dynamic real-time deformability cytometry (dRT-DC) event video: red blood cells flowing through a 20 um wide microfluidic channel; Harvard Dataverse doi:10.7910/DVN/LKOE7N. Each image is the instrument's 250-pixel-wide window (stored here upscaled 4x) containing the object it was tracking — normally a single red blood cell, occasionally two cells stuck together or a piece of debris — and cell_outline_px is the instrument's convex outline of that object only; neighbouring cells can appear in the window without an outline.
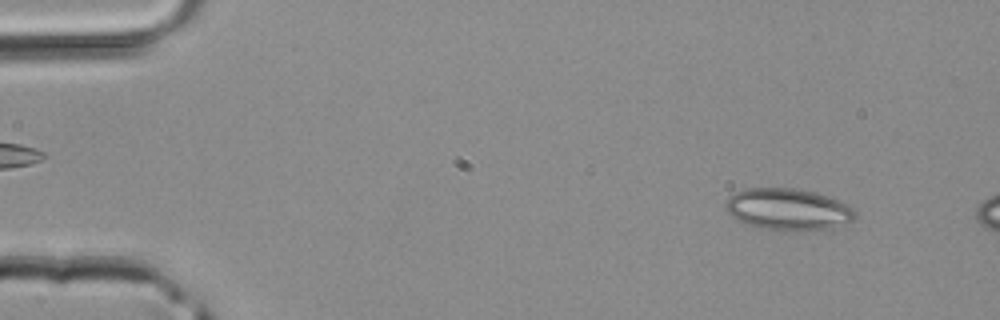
{"species": "common noctule bat (a hibernating species)", "species_latin": "Nyctalus noctula", "temperature_condition": "room temperature", "stored_images_in_passage": 11, "camera_frame_rate_fps": 3000, "um_per_image_px": 0.085, "animal": {"sex": "male", "body_mass_g": 20.4}, "frame": {"image": 1, "passage_image": 4, "time_ms": 1.0, "image_size_px": [1000, 320], "cell_outline_px": [[856, 216], [848, 224], [832, 228], [804, 232], [784, 232], [760, 228], [744, 224], [732, 216], [724, 208], [724, 204], [728, 196], [744, 188], [792, 188], [816, 192], [840, 200], [852, 208], [856, 212]], "centroid_in_image_um": [66.99, 17.82], "position_along_channel_um": 18.0, "area_um2": 32.37}}